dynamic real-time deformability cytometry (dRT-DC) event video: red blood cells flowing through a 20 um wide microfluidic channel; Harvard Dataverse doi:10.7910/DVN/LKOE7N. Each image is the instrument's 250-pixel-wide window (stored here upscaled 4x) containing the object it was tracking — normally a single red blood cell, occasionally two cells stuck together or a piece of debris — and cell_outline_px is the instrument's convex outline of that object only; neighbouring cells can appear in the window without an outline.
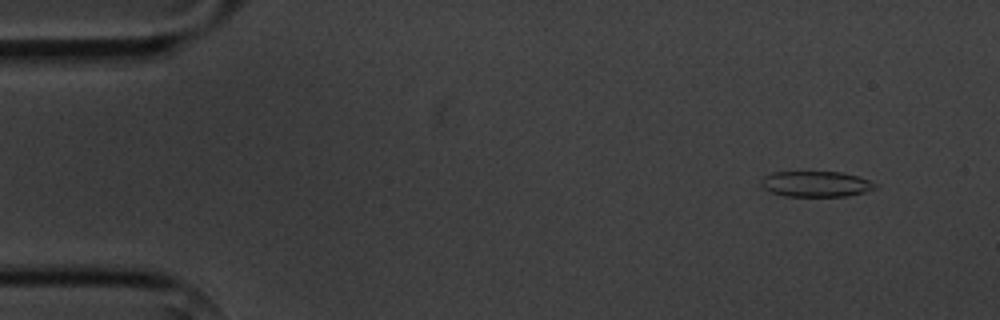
{"species": "common noctule bat (a hibernating species)", "species_latin": "Nyctalus noctula", "temperature_condition": "cold", "stored_images_in_passage": 4, "camera_frame_rate_fps": 3000, "um_per_image_px": 0.085, "animal": {"sex": "male", "body_mass_g": 20.1, "forearm_length_mm": 53.5}, "frame": {"image": 1, "passage_image": 1, "time_ms": 0.0, "image_size_px": [1000, 320], "cell_outline_px": [[876, 188], [864, 192], [848, 196], [784, 196], [772, 192], [764, 188], [760, 184], [760, 180], [764, 176], [772, 172], [840, 172], [856, 176], [868, 180], [876, 184]], "centroid_in_image_um": [69.32, 15.64], "position_along_channel_um": 15.7, "area_um2": 16.94}}
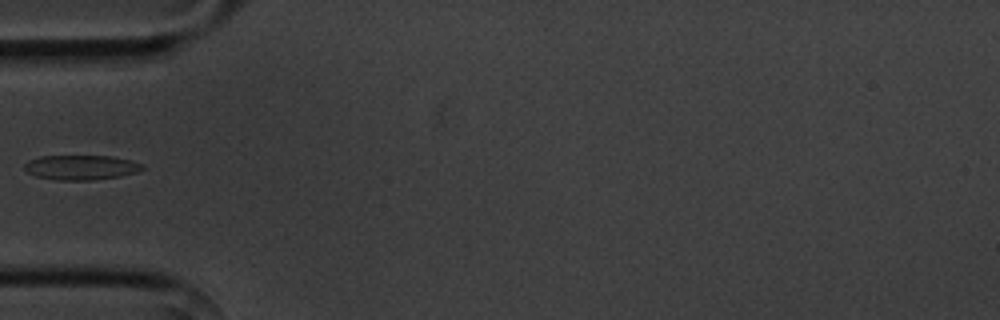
{"frame": {"image": 2, "passage_image": 4, "time_ms": 4.333, "image_size_px": [1000, 320], "cell_outline_px": [[144, 168], [136, 172], [120, 176], [88, 180], [60, 180], [36, 176], [28, 172], [24, 168], [24, 164], [28, 160], [40, 156], [112, 156], [132, 160], [144, 164]], "centroid_in_image_um": [6.9, 14.22], "position_along_channel_um": 78.1, "area_um2": 16.94}}